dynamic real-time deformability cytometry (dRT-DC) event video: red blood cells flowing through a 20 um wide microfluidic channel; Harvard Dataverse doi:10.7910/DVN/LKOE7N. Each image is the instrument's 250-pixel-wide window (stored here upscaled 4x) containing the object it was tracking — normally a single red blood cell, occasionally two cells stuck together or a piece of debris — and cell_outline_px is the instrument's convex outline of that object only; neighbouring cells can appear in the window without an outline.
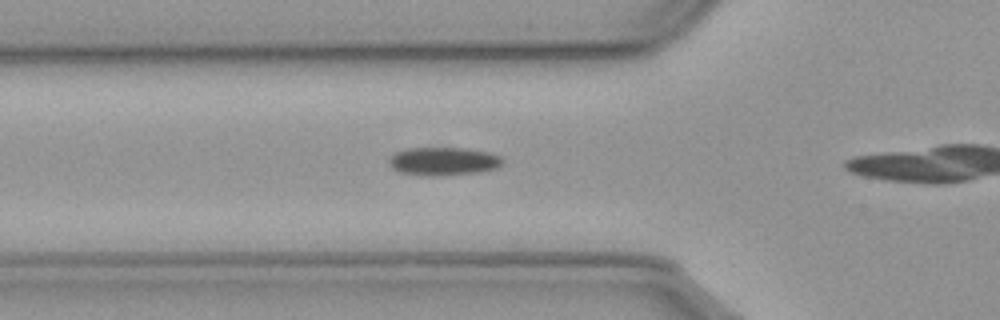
{"species": "common noctule bat (a hibernating species)", "species_latin": "Nyctalus noctula", "temperature_condition": "cold", "stored_images_in_passage": 9, "camera_frame_rate_fps": 3000, "um_per_image_px": 0.085, "animal": {"sex": "male", "body_mass_g": 23.1, "forearm_length_mm": 52.7}, "frame": {"image": 1, "passage_image": 4, "time_ms": 1.0, "image_size_px": [1000, 320], "cell_outline_px": [[504, 160], [496, 168], [480, 172], [440, 176], [420, 176], [400, 172], [392, 168], [388, 160], [396, 152], [412, 148], [464, 148], [488, 152], [500, 156]], "centroid_in_image_um": [37.69, 13.72], "position_along_channel_um": 88.1, "area_um2": 18.67}}